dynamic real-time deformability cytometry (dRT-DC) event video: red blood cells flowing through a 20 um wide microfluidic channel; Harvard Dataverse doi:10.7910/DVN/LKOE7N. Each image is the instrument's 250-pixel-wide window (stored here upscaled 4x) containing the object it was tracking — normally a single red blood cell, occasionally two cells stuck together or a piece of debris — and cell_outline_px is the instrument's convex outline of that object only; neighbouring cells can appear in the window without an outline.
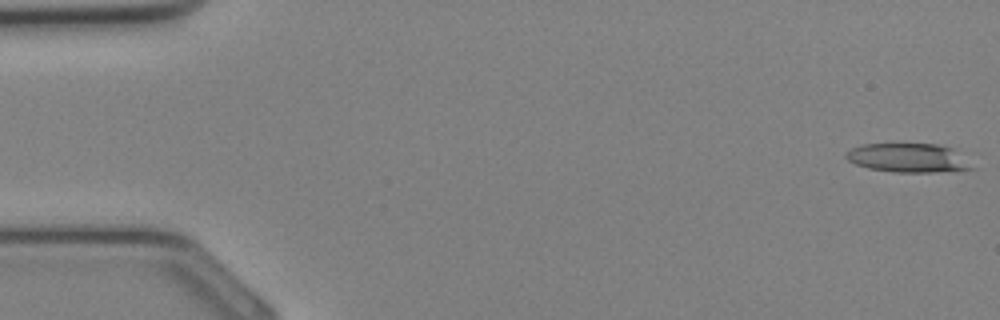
{"species": "Egyptian fruit bat (a non-hibernating species)", "species_latin": "Rousettus aegyptiacus", "temperature_condition": "cold", "stored_images_in_passage": 21, "camera_frame_rate_fps": 3000, "um_per_image_px": 0.085, "animal": {"sex": "female"}, "frame": {"image": 1, "passage_image": 1, "time_ms": 0.0, "image_size_px": [1000, 320], "cell_outline_px": [[976, 168], [960, 172], [892, 172], [868, 168], [856, 164], [848, 160], [844, 156], [852, 148], [864, 144], [936, 144], [952, 148]], "centroid_in_image_um": [77.25, 13.44], "position_along_channel_um": 7.8, "area_um2": 21.33}}
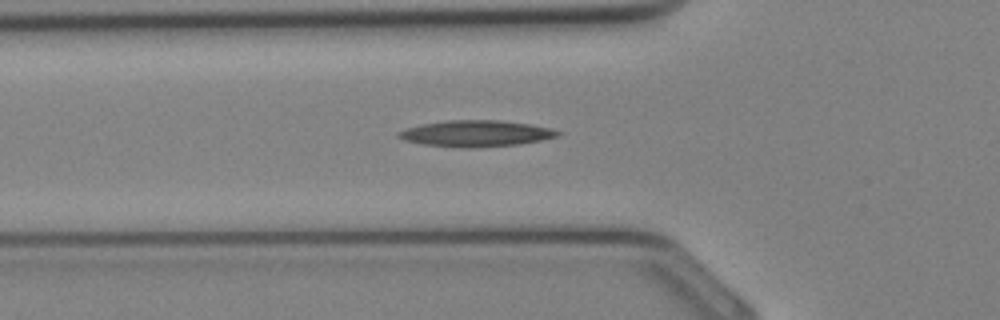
{"frame": {"image": 2, "passage_image": 12, "time_ms": 3.667, "image_size_px": [1000, 320], "cell_outline_px": [[564, 132], [560, 136], [520, 144], [424, 144], [404, 140], [396, 136], [396, 132], [408, 128], [424, 124], [444, 120], [500, 120], [528, 124], [552, 128]], "centroid_in_image_um": [40.53, 11.28], "position_along_channel_um": 85.3, "area_um2": 22.89}}
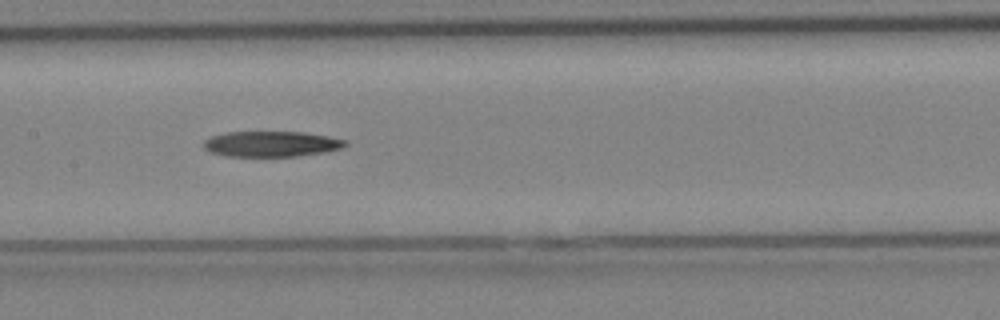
{"frame": {"image": 3, "passage_image": 17, "time_ms": 5.333, "image_size_px": [1000, 320], "cell_outline_px": [[348, 144], [344, 148], [324, 152], [296, 156], [228, 156], [212, 152], [204, 148], [204, 140], [212, 136], [224, 132], [304, 132], [328, 136], [348, 140]], "centroid_in_image_um": [23.11, 12.23], "position_along_channel_um": 184.3, "area_um2": 21.1}}